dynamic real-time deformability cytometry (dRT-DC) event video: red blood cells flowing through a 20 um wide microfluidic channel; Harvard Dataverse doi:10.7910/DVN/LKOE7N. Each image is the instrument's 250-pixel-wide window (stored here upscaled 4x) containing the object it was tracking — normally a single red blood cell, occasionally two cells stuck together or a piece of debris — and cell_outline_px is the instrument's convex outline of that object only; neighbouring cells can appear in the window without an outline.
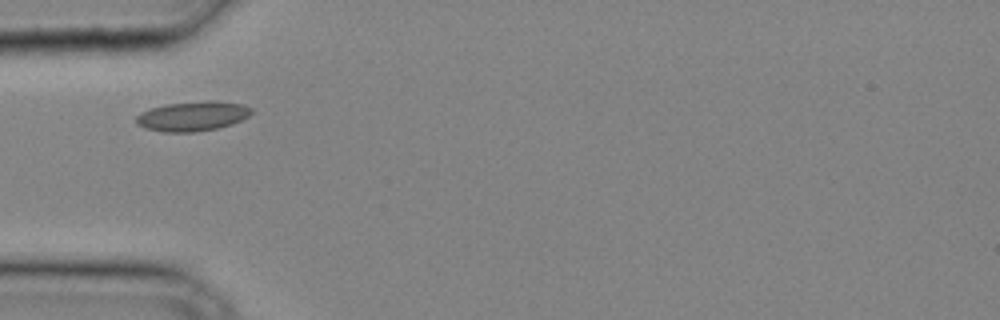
{"species": "common noctule bat (a hibernating species)", "species_latin": "Nyctalus noctula", "temperature_condition": "cold", "stored_images_in_passage": 20, "camera_frame_rate_fps": 3000, "um_per_image_px": 0.085, "animal": {"sex": "male", "body_mass_g": 20.4}, "frame": {"image": 1, "passage_image": 1, "time_ms": 0.0, "image_size_px": [1000, 320], "cell_outline_px": [[252, 112], [248, 116], [232, 124], [216, 128], [196, 132], [164, 132], [144, 128], [136, 124], [136, 116], [140, 112], [164, 104], [212, 100], [216, 100], [244, 104], [252, 108]], "centroid_in_image_um": [16.36, 9.87], "position_along_channel_um": 68.6, "area_um2": 20.06}}
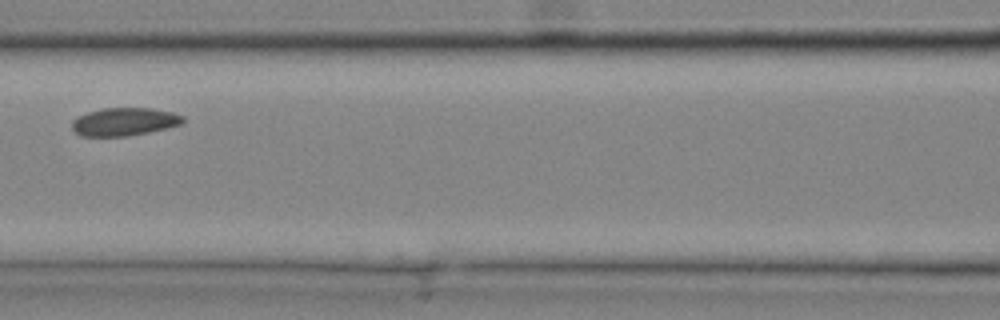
{"frame": {"image": 2, "passage_image": 6, "time_ms": 1.667, "image_size_px": [1000, 320], "cell_outline_px": [[184, 124], [148, 132], [128, 136], [80, 136], [72, 128], [72, 120], [76, 116], [88, 112], [104, 108], [152, 108], [172, 112], [184, 116]], "centroid_in_image_um": [10.57, 10.34], "position_along_channel_um": 156.0, "area_um2": 18.21}}
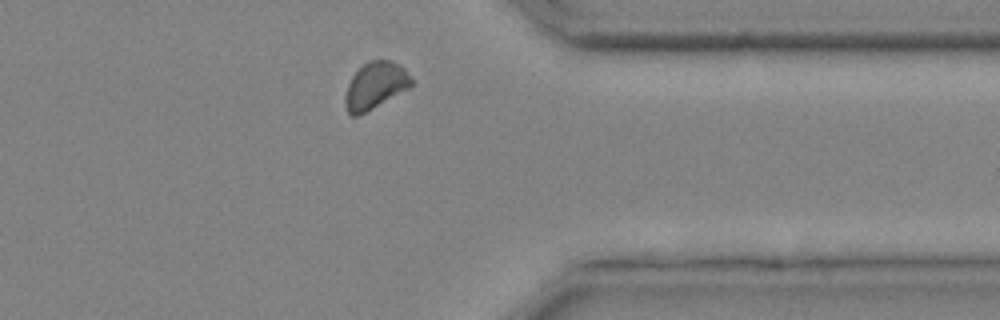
{"frame": {"image": 3, "passage_image": 19, "time_ms": 6.0, "image_size_px": [1000, 320], "cell_outline_px": [[412, 84], [408, 88], [360, 116], [352, 116], [348, 112], [344, 104], [344, 96], [348, 84], [352, 76], [368, 60], [392, 60], [400, 64], [404, 68], [412, 80]], "centroid_in_image_um": [31.87, 7.28], "position_along_channel_um": 379.5, "area_um2": 18.03}}